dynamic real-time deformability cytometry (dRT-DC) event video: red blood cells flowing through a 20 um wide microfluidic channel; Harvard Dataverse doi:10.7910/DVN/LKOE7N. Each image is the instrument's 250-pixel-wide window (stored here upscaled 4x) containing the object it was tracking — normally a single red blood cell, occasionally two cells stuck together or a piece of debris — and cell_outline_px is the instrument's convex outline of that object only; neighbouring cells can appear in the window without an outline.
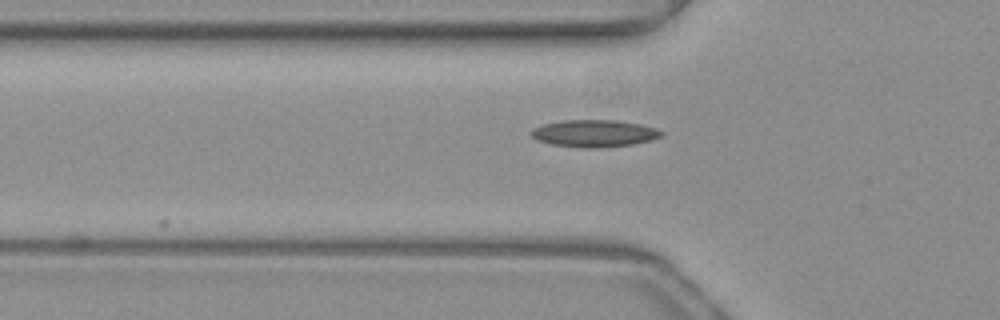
{"species": "common noctule bat (a hibernating species)", "species_latin": "Nyctalus noctula", "temperature_condition": "warm", "stored_images_in_passage": 8, "camera_frame_rate_fps": 3000, "um_per_image_px": 0.085, "animal": {"sex": "female", "body_mass_g": 19.3, "forearm_length_mm": 54.1}, "frame": {"image": 1, "passage_image": 4, "time_ms": 1.0, "image_size_px": [1000, 320], "cell_outline_px": [[664, 132], [660, 136], [648, 140], [632, 144], [596, 148], [584, 148], [552, 144], [536, 140], [532, 136], [532, 128], [544, 124], [564, 120], [616, 120], [640, 124], [656, 128]], "centroid_in_image_um": [50.49, 11.33], "position_along_channel_um": 75.3, "area_um2": 20.35}}
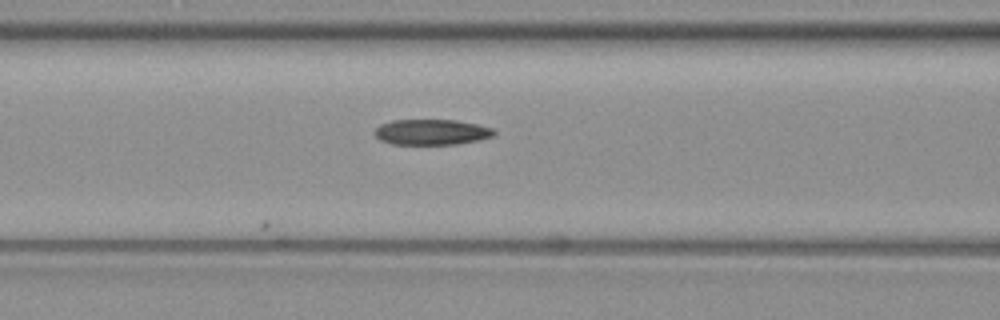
{"frame": {"image": 2, "passage_image": 8, "time_ms": 2.333, "image_size_px": [1000, 320], "cell_outline_px": [[496, 132], [492, 136], [480, 140], [456, 144], [392, 144], [380, 140], [372, 132], [380, 124], [392, 120], [456, 120], [476, 124], [492, 128]], "centroid_in_image_um": [36.65, 11.22], "position_along_channel_um": 129.9, "area_um2": 17.8}}